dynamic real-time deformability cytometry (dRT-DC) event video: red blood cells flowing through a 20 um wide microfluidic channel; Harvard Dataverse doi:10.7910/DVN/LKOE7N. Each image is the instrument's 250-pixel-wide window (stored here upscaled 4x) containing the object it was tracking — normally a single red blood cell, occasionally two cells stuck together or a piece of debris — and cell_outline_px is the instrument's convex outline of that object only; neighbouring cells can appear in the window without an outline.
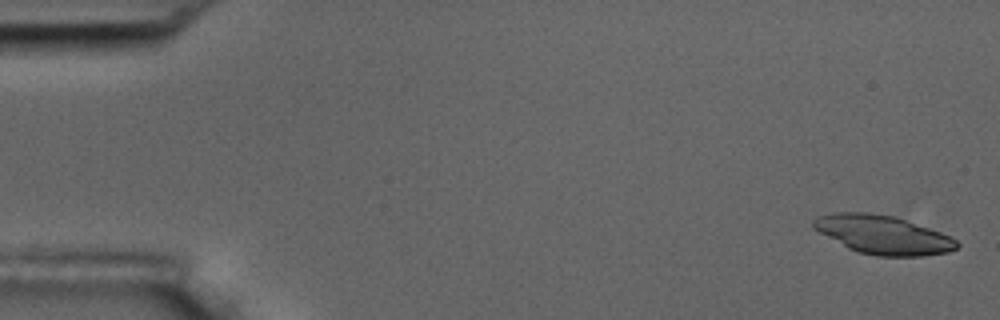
{"species": "common noctule bat (a hibernating species)", "species_latin": "Nyctalus noctula", "temperature_condition": "room temperature", "stored_images_in_passage": 56, "camera_frame_rate_fps": 3000, "um_per_image_px": 0.085, "animal": {"sex": "male", "body_mass_g": 17.5, "forearm_length_mm": 52.3}, "frame": {"image": 1, "passage_image": 2, "time_ms": 0.333, "image_size_px": [1000, 320], "cell_outline_px": [[960, 244], [956, 248], [948, 252], [924, 256], [876, 256], [860, 252], [848, 248], [812, 228], [812, 220], [816, 216], [832, 212], [868, 212], [896, 216], [940, 232], [956, 240]], "centroid_in_image_um": [75.02, 19.94], "position_along_channel_um": 10.0, "area_um2": 32.37}}